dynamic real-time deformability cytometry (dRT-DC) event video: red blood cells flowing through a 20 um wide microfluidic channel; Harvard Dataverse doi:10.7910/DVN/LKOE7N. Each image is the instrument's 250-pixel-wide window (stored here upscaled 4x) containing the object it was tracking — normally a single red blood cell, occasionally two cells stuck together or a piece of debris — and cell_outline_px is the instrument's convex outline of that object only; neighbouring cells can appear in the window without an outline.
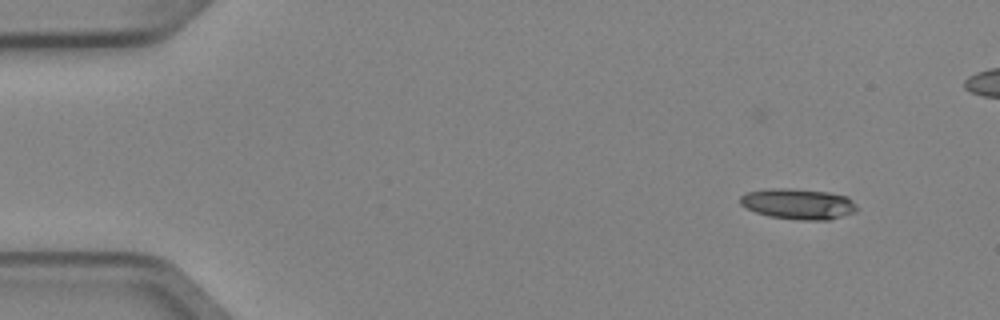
{"species": "Egyptian fruit bat (a non-hibernating species)", "species_latin": "Rousettus aegyptiacus", "temperature_condition": "cold", "stored_images_in_passage": 4, "camera_frame_rate_fps": 3000, "um_per_image_px": 0.085, "animal": {"sex": "female"}, "frame": {"image": 1, "passage_image": 1, "time_ms": 0.0, "image_size_px": [1000, 320], "cell_outline_px": [[856, 212], [828, 220], [796, 220], [768, 216], [756, 212], [740, 204], [740, 196], [744, 192], [764, 188], [788, 188], [828, 192], [848, 196], [856, 204]], "centroid_in_image_um": [67.83, 17.32], "position_along_channel_um": 17.2, "area_um2": 21.1}}